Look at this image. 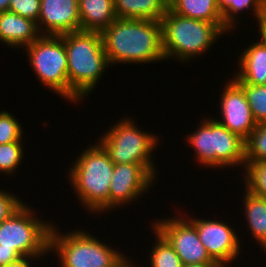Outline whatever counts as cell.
I'll list each match as a JSON object with an SVG mask.
<instances>
[{"instance_id": "6da1fadb", "label": "cell", "mask_w": 266, "mask_h": 267, "mask_svg": "<svg viewBox=\"0 0 266 267\" xmlns=\"http://www.w3.org/2000/svg\"><path fill=\"white\" fill-rule=\"evenodd\" d=\"M105 54L112 66L165 61L160 21L115 19L101 32Z\"/></svg>"}, {"instance_id": "7a4b0ae2", "label": "cell", "mask_w": 266, "mask_h": 267, "mask_svg": "<svg viewBox=\"0 0 266 267\" xmlns=\"http://www.w3.org/2000/svg\"><path fill=\"white\" fill-rule=\"evenodd\" d=\"M67 54L69 101L87 99L110 66L102 36L96 31H75L61 35Z\"/></svg>"}, {"instance_id": "3957f363", "label": "cell", "mask_w": 266, "mask_h": 267, "mask_svg": "<svg viewBox=\"0 0 266 267\" xmlns=\"http://www.w3.org/2000/svg\"><path fill=\"white\" fill-rule=\"evenodd\" d=\"M72 160L67 170L69 185L85 211L95 216L109 213V190L114 169L108 152L96 140Z\"/></svg>"}, {"instance_id": "277c9868", "label": "cell", "mask_w": 266, "mask_h": 267, "mask_svg": "<svg viewBox=\"0 0 266 267\" xmlns=\"http://www.w3.org/2000/svg\"><path fill=\"white\" fill-rule=\"evenodd\" d=\"M160 22L165 61H194L212 49L220 37L227 36L216 24L181 16L169 8Z\"/></svg>"}, {"instance_id": "5b68a950", "label": "cell", "mask_w": 266, "mask_h": 267, "mask_svg": "<svg viewBox=\"0 0 266 267\" xmlns=\"http://www.w3.org/2000/svg\"><path fill=\"white\" fill-rule=\"evenodd\" d=\"M199 123L195 131L188 134L185 139L194 149V161L204 168L228 170L231 166L232 169L241 166L243 171L246 163L244 139L230 132L212 116H204Z\"/></svg>"}, {"instance_id": "8992f818", "label": "cell", "mask_w": 266, "mask_h": 267, "mask_svg": "<svg viewBox=\"0 0 266 267\" xmlns=\"http://www.w3.org/2000/svg\"><path fill=\"white\" fill-rule=\"evenodd\" d=\"M130 117L115 120V124L110 125L111 128L108 127L97 141L114 164H140L156 180L160 173L155 166L158 163L152 157L161 139L154 132L140 128L135 118Z\"/></svg>"}, {"instance_id": "52a82bcc", "label": "cell", "mask_w": 266, "mask_h": 267, "mask_svg": "<svg viewBox=\"0 0 266 267\" xmlns=\"http://www.w3.org/2000/svg\"><path fill=\"white\" fill-rule=\"evenodd\" d=\"M54 222L50 233L49 253L57 257L59 267H112L125 254L110 247L89 230L61 232ZM55 253V254H54Z\"/></svg>"}, {"instance_id": "ba28073f", "label": "cell", "mask_w": 266, "mask_h": 267, "mask_svg": "<svg viewBox=\"0 0 266 267\" xmlns=\"http://www.w3.org/2000/svg\"><path fill=\"white\" fill-rule=\"evenodd\" d=\"M24 202L0 223V248L14 249L21 257L49 256L50 233L54 223L37 217L34 206Z\"/></svg>"}, {"instance_id": "9c48e42d", "label": "cell", "mask_w": 266, "mask_h": 267, "mask_svg": "<svg viewBox=\"0 0 266 267\" xmlns=\"http://www.w3.org/2000/svg\"><path fill=\"white\" fill-rule=\"evenodd\" d=\"M24 49L39 83L69 102L68 62L61 35H41Z\"/></svg>"}, {"instance_id": "30bf717a", "label": "cell", "mask_w": 266, "mask_h": 267, "mask_svg": "<svg viewBox=\"0 0 266 267\" xmlns=\"http://www.w3.org/2000/svg\"><path fill=\"white\" fill-rule=\"evenodd\" d=\"M149 223V227H153L169 242L183 265L218 263L209 256L200 241L196 226L182 211L173 217L159 218Z\"/></svg>"}, {"instance_id": "8fae6325", "label": "cell", "mask_w": 266, "mask_h": 267, "mask_svg": "<svg viewBox=\"0 0 266 267\" xmlns=\"http://www.w3.org/2000/svg\"><path fill=\"white\" fill-rule=\"evenodd\" d=\"M187 212L185 216L196 226L201 243L204 245L209 256L222 267H230L233 260L235 262L241 253L240 236L237 230L232 227L233 225L224 222V220L214 219H202L188 216ZM241 244V245H240Z\"/></svg>"}, {"instance_id": "7c38bea8", "label": "cell", "mask_w": 266, "mask_h": 267, "mask_svg": "<svg viewBox=\"0 0 266 267\" xmlns=\"http://www.w3.org/2000/svg\"><path fill=\"white\" fill-rule=\"evenodd\" d=\"M156 182L140 164H114L109 190V213L118 210L120 206L124 209L132 201L145 197L143 195H147Z\"/></svg>"}, {"instance_id": "4fadbf2b", "label": "cell", "mask_w": 266, "mask_h": 267, "mask_svg": "<svg viewBox=\"0 0 266 267\" xmlns=\"http://www.w3.org/2000/svg\"><path fill=\"white\" fill-rule=\"evenodd\" d=\"M223 91L219 95V113L221 117H215L220 124L230 132L236 133L242 139H246L256 127L250 105L242 86L232 77L223 85ZM218 118V119H217Z\"/></svg>"}, {"instance_id": "5bb4252c", "label": "cell", "mask_w": 266, "mask_h": 267, "mask_svg": "<svg viewBox=\"0 0 266 267\" xmlns=\"http://www.w3.org/2000/svg\"><path fill=\"white\" fill-rule=\"evenodd\" d=\"M37 27L41 35H62L80 30L78 0H40Z\"/></svg>"}, {"instance_id": "9a60e30c", "label": "cell", "mask_w": 266, "mask_h": 267, "mask_svg": "<svg viewBox=\"0 0 266 267\" xmlns=\"http://www.w3.org/2000/svg\"><path fill=\"white\" fill-rule=\"evenodd\" d=\"M40 36L36 22L10 11L0 12V43L8 49H23Z\"/></svg>"}, {"instance_id": "2e32d148", "label": "cell", "mask_w": 266, "mask_h": 267, "mask_svg": "<svg viewBox=\"0 0 266 267\" xmlns=\"http://www.w3.org/2000/svg\"><path fill=\"white\" fill-rule=\"evenodd\" d=\"M245 48L238 57L234 79L239 84L266 85V45L259 38Z\"/></svg>"}, {"instance_id": "e0dca14e", "label": "cell", "mask_w": 266, "mask_h": 267, "mask_svg": "<svg viewBox=\"0 0 266 267\" xmlns=\"http://www.w3.org/2000/svg\"><path fill=\"white\" fill-rule=\"evenodd\" d=\"M80 30L102 32L117 19L114 0H78Z\"/></svg>"}, {"instance_id": "ac0fdd59", "label": "cell", "mask_w": 266, "mask_h": 267, "mask_svg": "<svg viewBox=\"0 0 266 267\" xmlns=\"http://www.w3.org/2000/svg\"><path fill=\"white\" fill-rule=\"evenodd\" d=\"M168 8L181 16L216 24L226 34L231 32L224 25L217 0H169Z\"/></svg>"}, {"instance_id": "d6986e66", "label": "cell", "mask_w": 266, "mask_h": 267, "mask_svg": "<svg viewBox=\"0 0 266 267\" xmlns=\"http://www.w3.org/2000/svg\"><path fill=\"white\" fill-rule=\"evenodd\" d=\"M243 191L244 220L247 222L248 231L251 232L250 237L253 236L251 238H254L263 250L266 247V199L250 193L245 188Z\"/></svg>"}, {"instance_id": "ffe728a7", "label": "cell", "mask_w": 266, "mask_h": 267, "mask_svg": "<svg viewBox=\"0 0 266 267\" xmlns=\"http://www.w3.org/2000/svg\"><path fill=\"white\" fill-rule=\"evenodd\" d=\"M218 7L222 12L224 25L234 34L238 31L241 13L249 15L254 14L255 21L258 24L266 22V1L265 0H217ZM239 16V17H238ZM239 18V19H238ZM239 20V21H238ZM238 28V29H236Z\"/></svg>"}, {"instance_id": "44dd1931", "label": "cell", "mask_w": 266, "mask_h": 267, "mask_svg": "<svg viewBox=\"0 0 266 267\" xmlns=\"http://www.w3.org/2000/svg\"><path fill=\"white\" fill-rule=\"evenodd\" d=\"M169 0H114L117 18L161 21Z\"/></svg>"}, {"instance_id": "7402d4cb", "label": "cell", "mask_w": 266, "mask_h": 267, "mask_svg": "<svg viewBox=\"0 0 266 267\" xmlns=\"http://www.w3.org/2000/svg\"><path fill=\"white\" fill-rule=\"evenodd\" d=\"M152 235L156 239L152 243L151 251L149 252V257L147 259L149 267H183L182 260L177 255L173 247L169 242L152 227ZM154 233V234H153Z\"/></svg>"}, {"instance_id": "603a6c76", "label": "cell", "mask_w": 266, "mask_h": 267, "mask_svg": "<svg viewBox=\"0 0 266 267\" xmlns=\"http://www.w3.org/2000/svg\"><path fill=\"white\" fill-rule=\"evenodd\" d=\"M242 171L244 188L250 193L266 199V161L246 162ZM245 172V173H244Z\"/></svg>"}, {"instance_id": "cb8c5ba5", "label": "cell", "mask_w": 266, "mask_h": 267, "mask_svg": "<svg viewBox=\"0 0 266 267\" xmlns=\"http://www.w3.org/2000/svg\"><path fill=\"white\" fill-rule=\"evenodd\" d=\"M24 143L22 141L10 142L6 144H0V175L2 173L9 176H16L20 164L25 158L24 155Z\"/></svg>"}, {"instance_id": "d4e9b609", "label": "cell", "mask_w": 266, "mask_h": 267, "mask_svg": "<svg viewBox=\"0 0 266 267\" xmlns=\"http://www.w3.org/2000/svg\"><path fill=\"white\" fill-rule=\"evenodd\" d=\"M244 142L246 162L266 161V122L257 123Z\"/></svg>"}, {"instance_id": "484cf974", "label": "cell", "mask_w": 266, "mask_h": 267, "mask_svg": "<svg viewBox=\"0 0 266 267\" xmlns=\"http://www.w3.org/2000/svg\"><path fill=\"white\" fill-rule=\"evenodd\" d=\"M257 123L266 122V85L240 84Z\"/></svg>"}, {"instance_id": "4316f807", "label": "cell", "mask_w": 266, "mask_h": 267, "mask_svg": "<svg viewBox=\"0 0 266 267\" xmlns=\"http://www.w3.org/2000/svg\"><path fill=\"white\" fill-rule=\"evenodd\" d=\"M14 114L6 110L0 111V144L23 141L25 138L23 125Z\"/></svg>"}, {"instance_id": "83f0119b", "label": "cell", "mask_w": 266, "mask_h": 267, "mask_svg": "<svg viewBox=\"0 0 266 267\" xmlns=\"http://www.w3.org/2000/svg\"><path fill=\"white\" fill-rule=\"evenodd\" d=\"M40 0H11L8 11L38 23Z\"/></svg>"}, {"instance_id": "f1b7e54d", "label": "cell", "mask_w": 266, "mask_h": 267, "mask_svg": "<svg viewBox=\"0 0 266 267\" xmlns=\"http://www.w3.org/2000/svg\"><path fill=\"white\" fill-rule=\"evenodd\" d=\"M24 202L18 195L9 192L7 189H0V223L10 217L18 210Z\"/></svg>"}, {"instance_id": "f546056e", "label": "cell", "mask_w": 266, "mask_h": 267, "mask_svg": "<svg viewBox=\"0 0 266 267\" xmlns=\"http://www.w3.org/2000/svg\"><path fill=\"white\" fill-rule=\"evenodd\" d=\"M45 257H47L48 259V256H22L20 258H18L17 260L11 262V263H8L7 265L5 266H2V267H34L33 262H35L36 260V263L39 261V262H42ZM43 260H42V259ZM34 260V261H33Z\"/></svg>"}, {"instance_id": "4dcf8cb0", "label": "cell", "mask_w": 266, "mask_h": 267, "mask_svg": "<svg viewBox=\"0 0 266 267\" xmlns=\"http://www.w3.org/2000/svg\"><path fill=\"white\" fill-rule=\"evenodd\" d=\"M21 256L14 249L0 248V267L11 263Z\"/></svg>"}, {"instance_id": "1f68e13d", "label": "cell", "mask_w": 266, "mask_h": 267, "mask_svg": "<svg viewBox=\"0 0 266 267\" xmlns=\"http://www.w3.org/2000/svg\"><path fill=\"white\" fill-rule=\"evenodd\" d=\"M133 260L132 256L131 259L130 257L128 258V256L125 254L118 262H116L112 267H140L141 265L137 264H133L134 262L131 261Z\"/></svg>"}, {"instance_id": "d6a6232c", "label": "cell", "mask_w": 266, "mask_h": 267, "mask_svg": "<svg viewBox=\"0 0 266 267\" xmlns=\"http://www.w3.org/2000/svg\"><path fill=\"white\" fill-rule=\"evenodd\" d=\"M255 26H257L258 28V30H257V32L259 33V35H256V37L258 36V38L260 37V39L265 43V45H266V22H262V23H260V24H258V25H255Z\"/></svg>"}, {"instance_id": "836d02e7", "label": "cell", "mask_w": 266, "mask_h": 267, "mask_svg": "<svg viewBox=\"0 0 266 267\" xmlns=\"http://www.w3.org/2000/svg\"><path fill=\"white\" fill-rule=\"evenodd\" d=\"M183 267H222L219 263L186 264Z\"/></svg>"}, {"instance_id": "e575fe53", "label": "cell", "mask_w": 266, "mask_h": 267, "mask_svg": "<svg viewBox=\"0 0 266 267\" xmlns=\"http://www.w3.org/2000/svg\"><path fill=\"white\" fill-rule=\"evenodd\" d=\"M11 0H0V12L8 11Z\"/></svg>"}]
</instances>
